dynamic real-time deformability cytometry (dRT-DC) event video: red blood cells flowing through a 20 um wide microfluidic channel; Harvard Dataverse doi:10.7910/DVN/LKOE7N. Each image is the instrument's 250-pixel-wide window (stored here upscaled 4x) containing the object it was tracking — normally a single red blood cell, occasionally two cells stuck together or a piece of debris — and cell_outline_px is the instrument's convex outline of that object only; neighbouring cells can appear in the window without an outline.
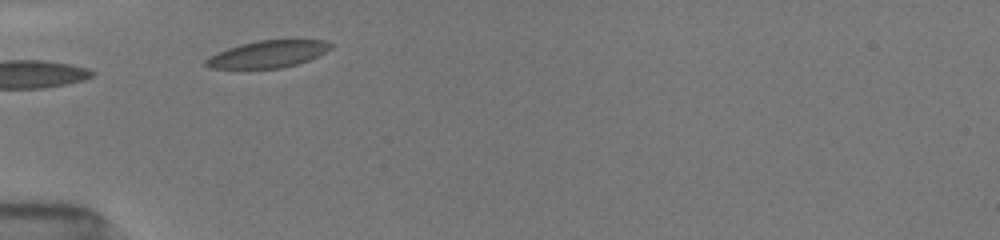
{"species": "common noctule bat (a hibernating species)", "species_latin": "Nyctalus noctula", "temperature_condition": "room temperature", "stored_images_in_passage": 4, "camera_frame_rate_fps": 3000, "um_per_image_px": 0.085, "animal": {"sex": "female", "body_mass_g": 19.5, "forearm_length_mm": 54.1}, "frame": {"image": 1, "passage_image": 1, "time_ms": 0.0, "image_size_px": [1000, 240], "cell_outline_px": [[332, 48], [308, 60], [296, 64], [280, 68], [208, 68], [204, 64], [204, 60], [228, 48], [240, 44], [260, 40], [296, 36], [324, 40], [332, 44]], "centroid_in_image_um": [22.87, 4.54], "position_along_channel_um": 62.1, "area_um2": 20.23}}